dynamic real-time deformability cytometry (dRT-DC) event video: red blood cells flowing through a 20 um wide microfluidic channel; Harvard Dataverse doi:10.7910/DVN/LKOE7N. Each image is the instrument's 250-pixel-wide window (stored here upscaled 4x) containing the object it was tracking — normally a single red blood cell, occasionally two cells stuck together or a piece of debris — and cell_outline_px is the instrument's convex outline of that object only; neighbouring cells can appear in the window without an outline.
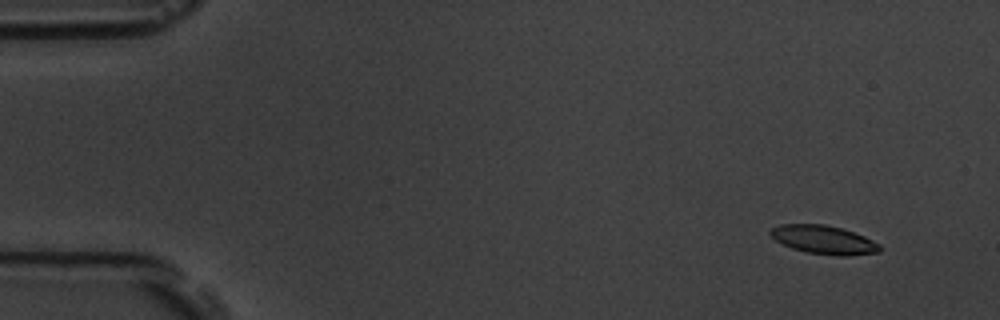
{"species": "common noctule bat (a hibernating species)", "species_latin": "Nyctalus noctula", "temperature_condition": "room temperature", "stored_images_in_passage": 5, "camera_frame_rate_fps": 3000, "um_per_image_px": 0.085, "animal": {"sex": "male", "body_mass_g": 19.5, "forearm_length_mm": 54.6}, "frame": {"image": 1, "passage_image": 2, "time_ms": 1.333, "image_size_px": [1000, 320], "cell_outline_px": [[880, 252], [848, 256], [840, 256], [808, 252], [792, 248], [776, 240], [768, 232], [772, 228], [780, 224], [824, 224], [840, 228], [864, 236], [880, 244]], "centroid_in_image_um": [70.03, 20.38], "position_along_channel_um": 15.0, "area_um2": 17.98}}
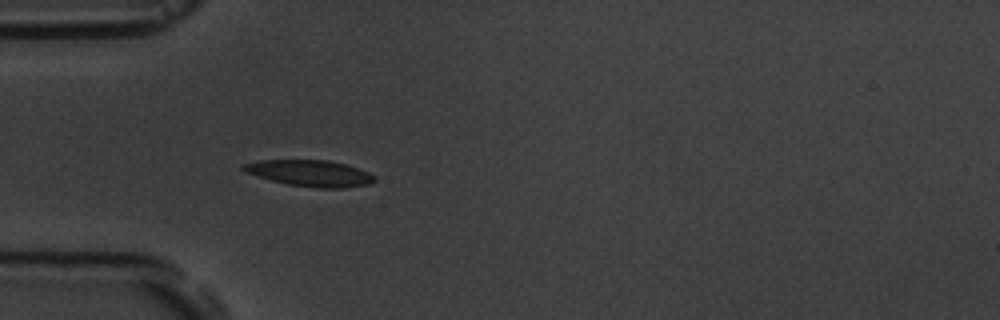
{"frame": {"image": 2, "passage_image": 5, "time_ms": 5.667, "image_size_px": [1000, 320], "cell_outline_px": [[376, 180], [368, 184], [344, 188], [320, 188], [288, 184], [272, 180], [244, 172], [240, 168], [244, 164], [260, 160], [328, 160], [344, 164], [368, 172], [376, 176]], "centroid_in_image_um": [26.35, 14.72], "position_along_channel_um": 58.6, "area_um2": 19.88}}